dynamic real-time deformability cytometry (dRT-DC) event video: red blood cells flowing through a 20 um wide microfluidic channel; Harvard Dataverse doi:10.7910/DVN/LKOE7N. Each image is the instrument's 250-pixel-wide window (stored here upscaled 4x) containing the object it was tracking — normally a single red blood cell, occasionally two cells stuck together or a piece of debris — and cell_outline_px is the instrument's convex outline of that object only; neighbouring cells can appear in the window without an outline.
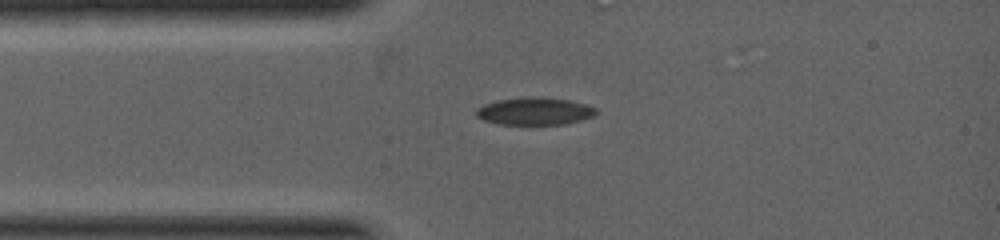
{"species": "common noctule bat (a hibernating species)", "species_latin": "Nyctalus noctula", "temperature_condition": "warm", "stored_images_in_passage": 51, "camera_frame_rate_fps": 5000, "um_per_image_px": 0.085, "animal": {"sex": "female", "body_mass_g": 19.0, "forearm_length_mm": 53.3}, "frame": {"image": 1, "passage_image": 1, "time_ms": 0.0, "image_size_px": [1000, 240], "cell_outline_px": [[596, 116], [564, 124], [500, 124], [484, 120], [476, 116], [476, 108], [484, 104], [496, 100], [528, 96], [544, 96], [568, 100], [584, 104], [596, 108]], "centroid_in_image_um": [45.43, 9.43], "position_along_channel_um": 39.6, "area_um2": 19.31}}
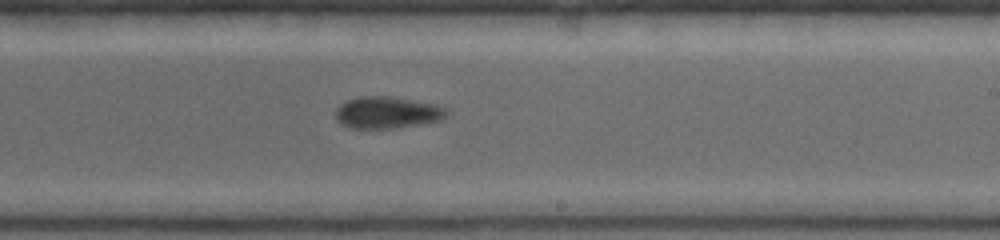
{"frame": {"image": 2, "passage_image": 22, "time_ms": 3.0, "image_size_px": [1000, 240], "cell_outline_px": [[448, 112], [440, 120], [396, 128], [348, 128], [336, 120], [336, 108], [340, 104], [348, 100], [360, 96], [388, 96], [436, 104], [444, 108]], "centroid_in_image_um": [32.86, 9.56], "position_along_channel_um": 256.1, "area_um2": 20.4}}
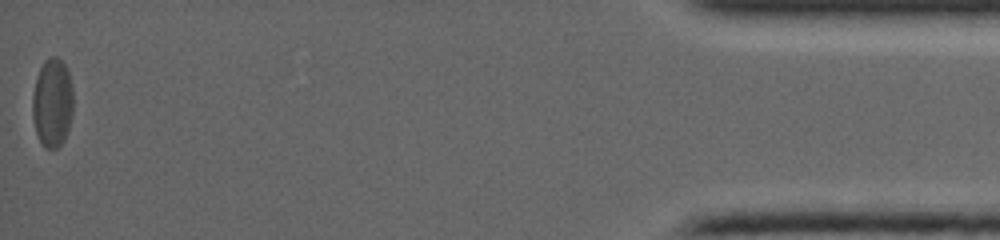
{"frame": {"image": 3, "passage_image": 51, "time_ms": 6.8, "image_size_px": [1000, 240], "cell_outline_px": [[72, 112], [68, 128], [64, 140], [56, 148], [44, 148], [36, 132], [32, 116], [32, 96], [36, 76], [44, 60], [52, 56], [56, 56], [64, 64], [68, 72], [72, 88]], "centroid_in_image_um": [4.43, 8.72], "position_along_channel_um": 430.8, "area_um2": 21.04}}